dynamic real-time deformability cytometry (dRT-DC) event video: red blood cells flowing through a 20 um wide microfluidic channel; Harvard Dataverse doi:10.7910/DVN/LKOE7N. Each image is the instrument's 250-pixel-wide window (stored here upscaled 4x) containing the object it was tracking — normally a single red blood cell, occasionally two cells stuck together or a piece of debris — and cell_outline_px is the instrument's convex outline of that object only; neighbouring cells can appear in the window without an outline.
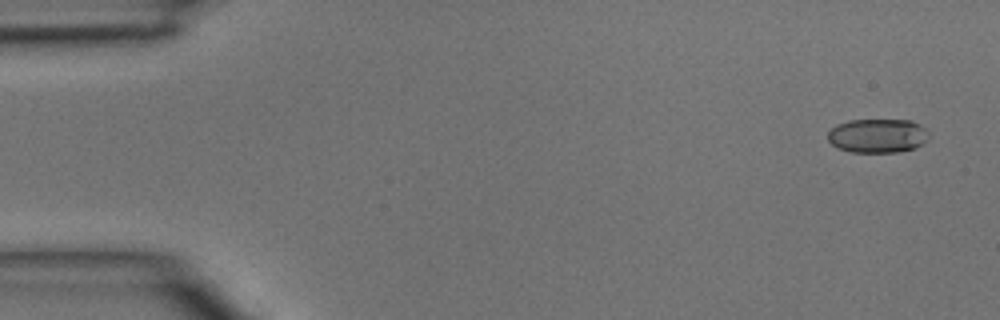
{"species": "common noctule bat (a hibernating species)", "species_latin": "Nyctalus noctula", "temperature_condition": "room temperature", "stored_images_in_passage": 4, "camera_frame_rate_fps": 3000, "um_per_image_px": 0.085, "animal": {"sex": "male", "body_mass_g": 15.6}, "frame": {"image": 1, "passage_image": 1, "time_ms": 0.0, "image_size_px": [1000, 320], "cell_outline_px": [[928, 140], [916, 148], [900, 152], [852, 152], [836, 148], [828, 140], [828, 132], [836, 124], [848, 120], [912, 120], [928, 128]], "centroid_in_image_um": [74.63, 11.53], "position_along_channel_um": 10.4, "area_um2": 20.4}}